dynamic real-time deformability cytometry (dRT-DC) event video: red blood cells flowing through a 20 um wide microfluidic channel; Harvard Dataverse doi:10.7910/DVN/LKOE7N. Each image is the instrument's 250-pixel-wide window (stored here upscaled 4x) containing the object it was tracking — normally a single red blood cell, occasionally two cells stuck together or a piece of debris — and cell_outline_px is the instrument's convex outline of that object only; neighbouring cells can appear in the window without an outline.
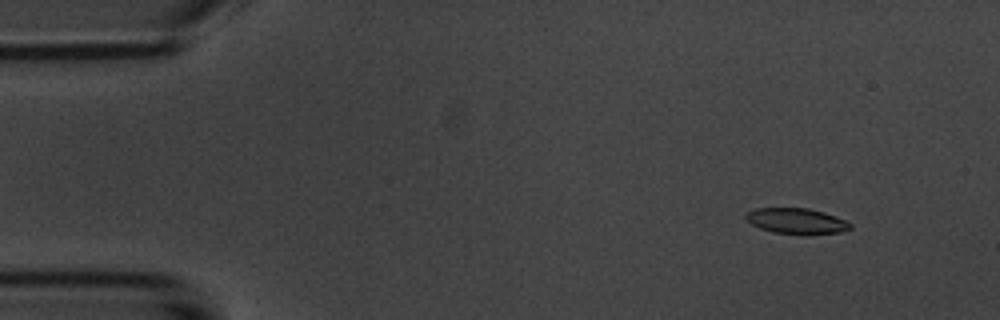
{"species": "common noctule bat (a hibernating species)", "species_latin": "Nyctalus noctula", "temperature_condition": "room temperature", "stored_images_in_passage": 50, "camera_frame_rate_fps": 3000, "um_per_image_px": 0.085, "animal": {"sex": "male", "body_mass_g": 20.1, "forearm_length_mm": 53.5}, "frame": {"image": 1, "passage_image": 2, "time_ms": 0.333, "image_size_px": [1000, 320], "cell_outline_px": [[852, 228], [840, 232], [804, 236], [772, 232], [760, 228], [752, 224], [744, 216], [744, 212], [756, 208], [808, 208], [824, 212], [836, 216], [852, 224]], "centroid_in_image_um": [67.7, 18.8], "position_along_channel_um": 17.3, "area_um2": 16.01}}
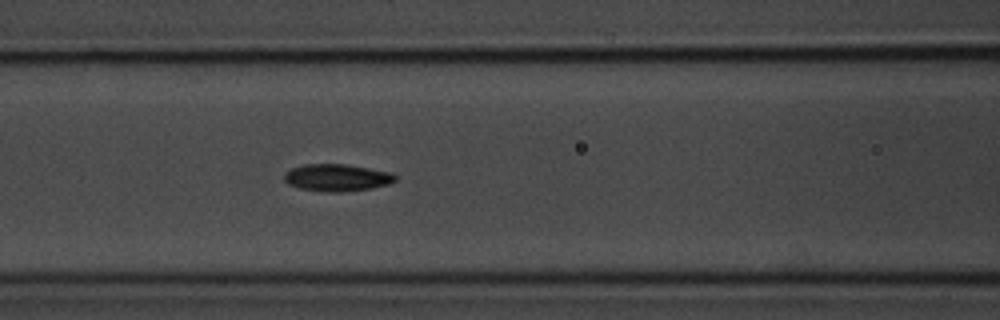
{"frame": {"image": 2, "passage_image": 19, "time_ms": 6.0, "image_size_px": [1000, 320], "cell_outline_px": [[396, 180], [388, 184], [372, 188], [340, 192], [324, 192], [300, 188], [288, 184], [284, 180], [284, 172], [292, 168], [304, 164], [344, 164], [392, 172], [396, 176]], "centroid_in_image_um": [28.62, 15.1], "position_along_channel_um": 138.0, "area_um2": 17.57}}
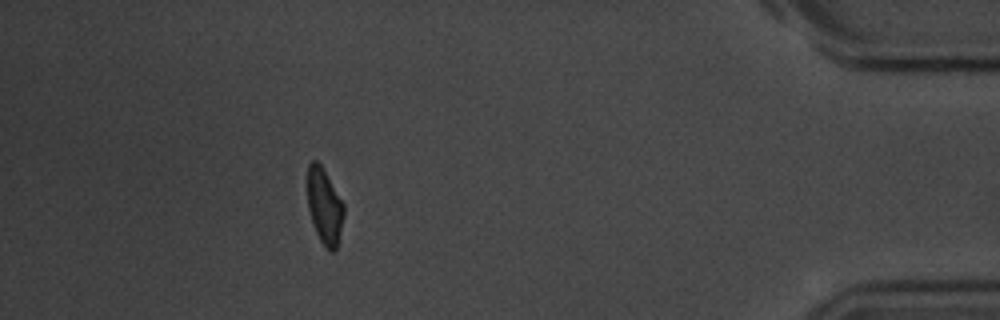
{"frame": {"image": 3, "passage_image": 45, "time_ms": 14.667, "image_size_px": [1000, 320], "cell_outline_px": [[344, 216], [336, 248], [332, 252], [320, 240], [312, 224], [308, 208], [308, 164], [312, 160], [316, 160], [320, 164], [344, 204]], "centroid_in_image_um": [27.57, 17.52], "position_along_channel_um": 407.6, "area_um2": 15.72}, "authors_computed_cell_mechanics": {"area_um2": 16.9643, "velocity_mm_per_s": 3.7296, "shape_relaxation_time_tau1_ms": 3.6672, "shape_relaxation_time_tau2_ms": 3.0285, "deformation_change_tau1": 0.1384, "deformation_change_tau2": 0.0893}}